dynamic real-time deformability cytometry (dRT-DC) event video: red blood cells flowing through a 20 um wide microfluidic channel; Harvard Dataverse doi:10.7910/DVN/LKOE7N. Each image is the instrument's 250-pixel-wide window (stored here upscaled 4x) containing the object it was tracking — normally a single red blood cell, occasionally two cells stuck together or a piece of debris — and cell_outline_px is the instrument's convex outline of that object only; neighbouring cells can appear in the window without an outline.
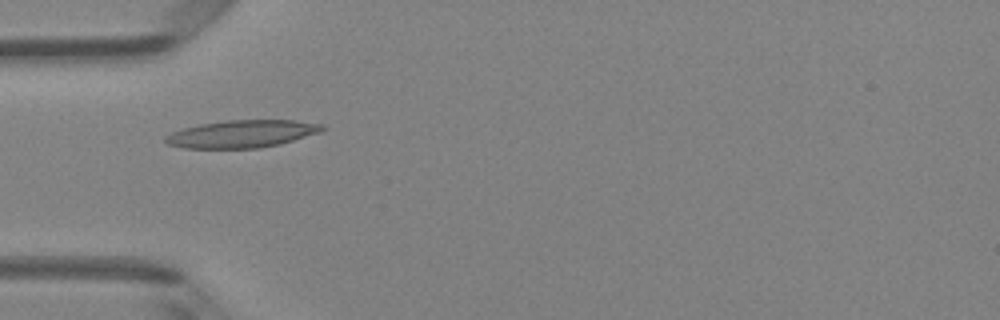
{"species": "Egyptian fruit bat (a non-hibernating species)", "species_latin": "Rousettus aegyptiacus", "temperature_condition": "room temperature", "stored_images_in_passage": 5, "camera_frame_rate_fps": 3000, "um_per_image_px": 0.085, "animal": {"sex": "female"}, "frame": {"image": 1, "passage_image": 5, "time_ms": 4.667, "image_size_px": [1000, 320], "cell_outline_px": [[328, 128], [320, 132], [280, 144], [256, 148], [184, 148], [168, 144], [164, 140], [164, 136], [172, 132], [184, 128], [200, 124], [228, 120], [292, 120], [324, 124]], "centroid_in_image_um": [20.58, 11.37], "position_along_channel_um": 64.4, "area_um2": 25.09}}